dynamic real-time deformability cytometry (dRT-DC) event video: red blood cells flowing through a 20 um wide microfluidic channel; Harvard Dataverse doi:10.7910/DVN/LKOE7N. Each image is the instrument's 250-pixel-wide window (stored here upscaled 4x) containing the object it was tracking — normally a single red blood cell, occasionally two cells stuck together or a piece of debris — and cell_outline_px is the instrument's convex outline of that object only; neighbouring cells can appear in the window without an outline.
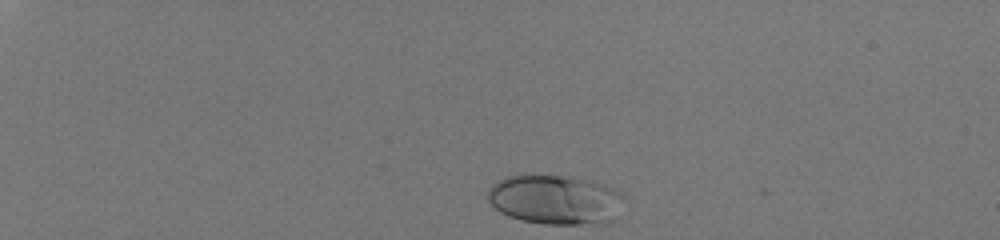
{"species": "human", "species_latin": "Homo sapiens", "temperature_condition": "room temperature", "stored_images_in_passage": 36, "camera_frame_rate_fps": 3000, "um_per_image_px": 0.085, "donor": {"sex": "male"}, "frame": {"image": 1, "passage_image": 1, "time_ms": 0.0, "image_size_px": [1000, 240], "cell_outline_px": [[620, 196], [616, 220], [604, 224], [544, 224], [520, 220], [508, 216], [500, 212], [488, 200], [488, 188], [492, 184], [508, 176], [524, 172], [576, 176], [592, 180], [604, 184], [620, 192]], "centroid_in_image_um": [47.15, 16.93], "position_along_channel_um": 37.8, "area_um2": 40.23}}
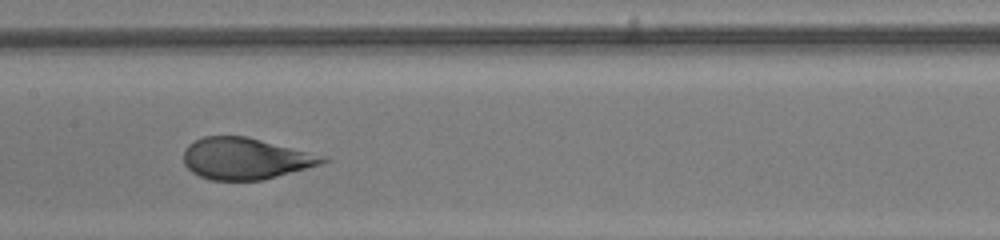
{"frame": {"image": 2, "passage_image": 20, "time_ms": 6.333, "image_size_px": [1000, 240], "cell_outline_px": [[328, 160], [320, 164], [276, 176], [260, 180], [212, 180], [200, 176], [192, 172], [184, 164], [184, 148], [188, 144], [204, 136], [248, 136], [328, 156]], "centroid_in_image_um": [20.86, 13.46], "position_along_channel_um": 186.5, "area_um2": 33.58}}
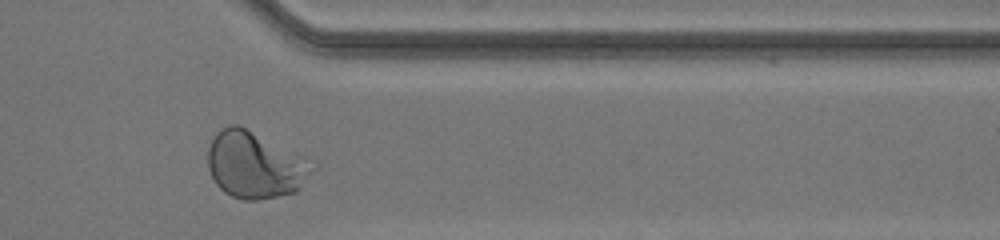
{"frame": {"image": 3, "passage_image": 35, "time_ms": 11.333, "image_size_px": [1000, 240], "cell_outline_px": [[316, 168], [300, 188], [296, 192], [256, 200], [244, 200], [232, 196], [224, 192], [216, 184], [208, 168], [208, 148], [216, 132], [228, 124], [236, 124], [304, 156]], "centroid_in_image_um": [21.66, 14.03], "position_along_channel_um": 389.7, "area_um2": 40.29}, "authors_computed_cell_mechanics": {"area_um2": 35.6048, "velocity_mm_per_s": 4.0808, "shape_relaxation_time_tau1_ms": 4.8903, "shape_relaxation_time_tau2_ms": null, "deformation_change_tau1": 0.1894, "deformation_change_tau2": null}}